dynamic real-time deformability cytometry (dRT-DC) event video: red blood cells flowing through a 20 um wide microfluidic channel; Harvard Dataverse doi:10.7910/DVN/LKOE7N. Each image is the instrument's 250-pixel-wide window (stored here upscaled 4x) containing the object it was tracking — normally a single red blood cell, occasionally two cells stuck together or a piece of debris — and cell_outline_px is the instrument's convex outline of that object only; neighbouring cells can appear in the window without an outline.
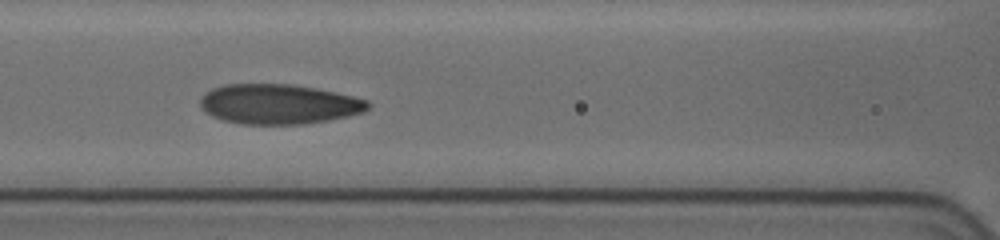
{"species": "human", "species_latin": "Homo sapiens", "temperature_condition": "cold", "stored_images_in_passage": 10, "camera_frame_rate_fps": 3000, "um_per_image_px": 0.085, "donor": {"sex": "female"}, "frame": {"image": 1, "passage_image": 9, "time_ms": 7.667, "image_size_px": [1000, 240], "cell_outline_px": [[372, 104], [364, 112], [348, 116], [328, 120], [300, 124], [240, 124], [224, 120], [212, 116], [204, 112], [200, 108], [200, 100], [212, 88], [224, 84], [292, 84], [316, 88], [336, 92], [368, 100]], "centroid_in_image_um": [23.7, 8.85], "position_along_channel_um": 142.9, "area_um2": 39.07}}
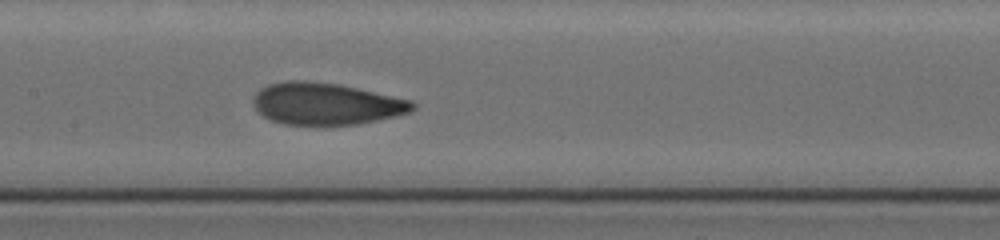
{"frame": {"image": 2, "passage_image": 10, "time_ms": 8.667, "image_size_px": [1000, 240], "cell_outline_px": [[416, 108], [408, 112], [396, 116], [356, 124], [324, 128], [284, 124], [272, 120], [264, 116], [252, 104], [252, 100], [256, 92], [260, 88], [268, 84], [288, 80], [308, 80], [340, 84], [412, 100], [416, 104]], "centroid_in_image_um": [27.7, 8.84], "position_along_channel_um": 179.7, "area_um2": 39.88}}